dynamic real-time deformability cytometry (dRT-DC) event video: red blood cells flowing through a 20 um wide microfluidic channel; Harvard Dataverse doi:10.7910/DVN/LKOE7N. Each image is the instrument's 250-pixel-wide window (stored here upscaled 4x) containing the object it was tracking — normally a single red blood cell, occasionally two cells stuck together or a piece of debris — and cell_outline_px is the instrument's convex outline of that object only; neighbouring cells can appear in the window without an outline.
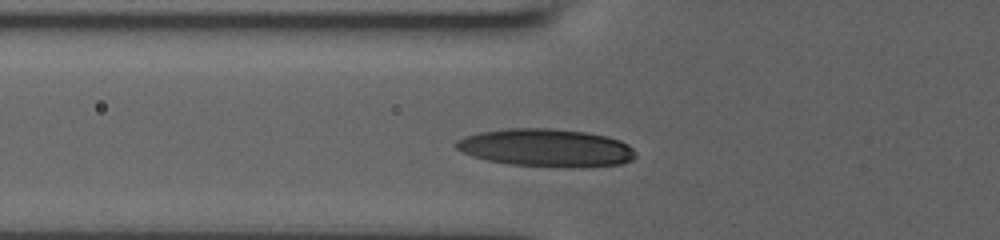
{"species": "human", "species_latin": "Homo sapiens", "temperature_condition": "room temperature", "stored_images_in_passage": 42, "camera_frame_rate_fps": 3000, "um_per_image_px": 0.085, "donor": {"sex": "male"}, "frame": {"image": 1, "passage_image": 2, "time_ms": 0.333, "image_size_px": [1000, 240], "cell_outline_px": [[636, 156], [632, 160], [620, 164], [508, 164], [488, 160], [472, 156], [456, 148], [452, 144], [456, 140], [464, 136], [480, 132], [508, 128], [548, 128], [584, 132], [608, 136], [620, 140], [628, 144], [636, 152]], "centroid_in_image_um": [46.35, 12.5], "position_along_channel_um": 79.5, "area_um2": 38.15}}
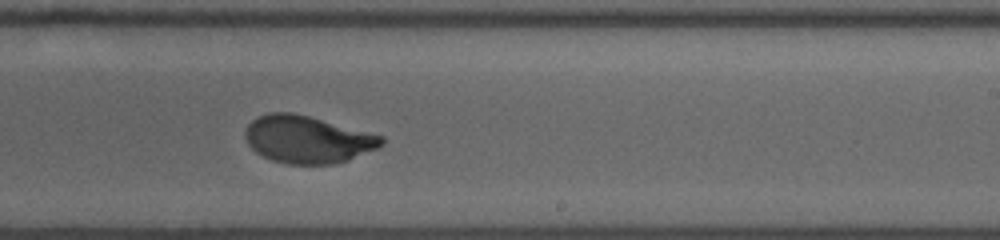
{"frame": {"image": 2, "passage_image": 20, "time_ms": 5.0, "image_size_px": [1000, 240], "cell_outline_px": [[384, 144], [376, 148], [348, 160], [332, 164], [284, 164], [272, 160], [256, 152], [248, 144], [244, 136], [244, 132], [248, 124], [256, 116], [268, 112], [292, 112], [308, 116], [384, 136]], "centroid_in_image_um": [26.1, 11.84], "position_along_channel_um": 262.9, "area_um2": 37.57}}
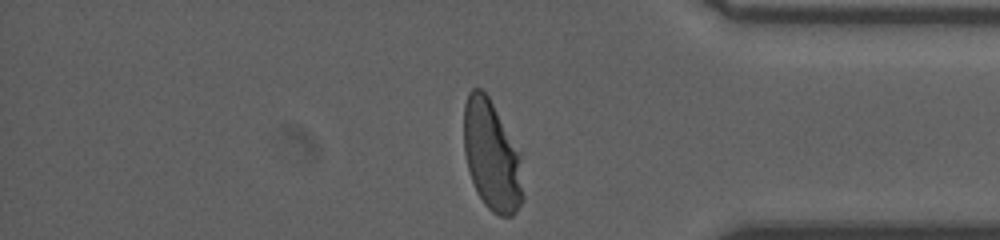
{"frame": {"image": 3, "passage_image": 41, "time_ms": 8.667, "image_size_px": [1000, 240], "cell_outline_px": [[524, 200], [516, 212], [512, 216], [500, 216], [492, 212], [484, 204], [476, 192], [468, 168], [464, 152], [464, 104], [468, 92], [472, 88], [480, 88], [488, 96], [520, 152], [524, 196]], "centroid_in_image_um": [41.81, 13.27], "position_along_channel_um": 393.4, "area_um2": 38.15}}